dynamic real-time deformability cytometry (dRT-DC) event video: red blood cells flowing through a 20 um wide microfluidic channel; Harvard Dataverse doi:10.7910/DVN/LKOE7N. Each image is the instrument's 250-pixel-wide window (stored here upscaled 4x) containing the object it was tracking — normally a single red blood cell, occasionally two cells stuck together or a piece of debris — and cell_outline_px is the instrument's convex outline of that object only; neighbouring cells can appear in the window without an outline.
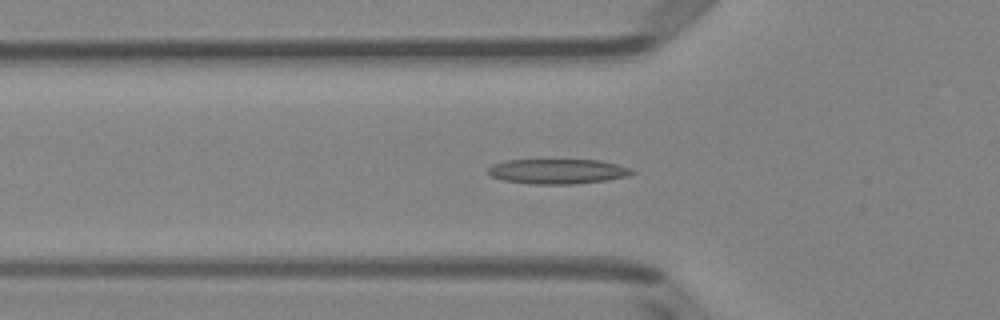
{"species": "Egyptian fruit bat (a non-hibernating species)", "species_latin": "Rousettus aegyptiacus", "temperature_condition": "room temperature", "stored_images_in_passage": 50, "camera_frame_rate_fps": 3000, "um_per_image_px": 0.085, "animal": {"sex": "female"}, "frame": {"image": 1, "passage_image": 16, "time_ms": 5.0, "image_size_px": [1000, 320], "cell_outline_px": [[636, 172], [628, 176], [608, 180], [576, 184], [532, 184], [504, 180], [492, 176], [488, 172], [488, 168], [492, 164], [504, 160], [544, 156], [600, 160], [632, 168]], "centroid_in_image_um": [47.38, 14.5], "position_along_channel_um": 78.4, "area_um2": 22.37}}
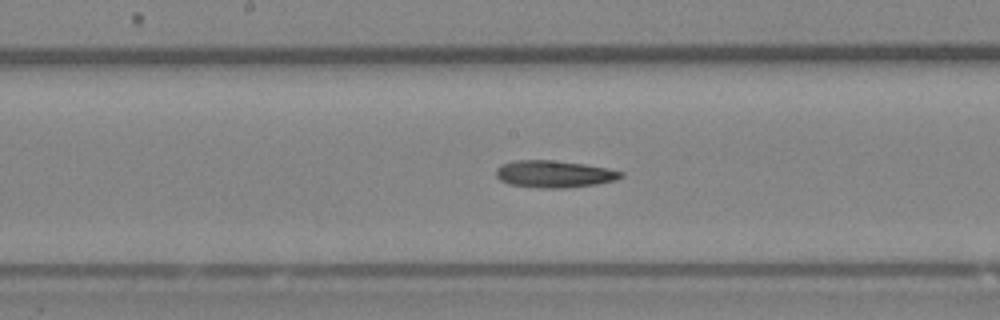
{"frame": {"image": 2, "passage_image": 25, "time_ms": 8.0, "image_size_px": [1000, 320], "cell_outline_px": [[624, 176], [616, 180], [596, 184], [564, 188], [540, 188], [508, 184], [500, 180], [496, 176], [496, 168], [500, 164], [516, 160], [552, 160], [584, 164], [608, 168], [624, 172]], "centroid_in_image_um": [47.1, 14.79], "position_along_channel_um": 201.1, "area_um2": 19.83}}
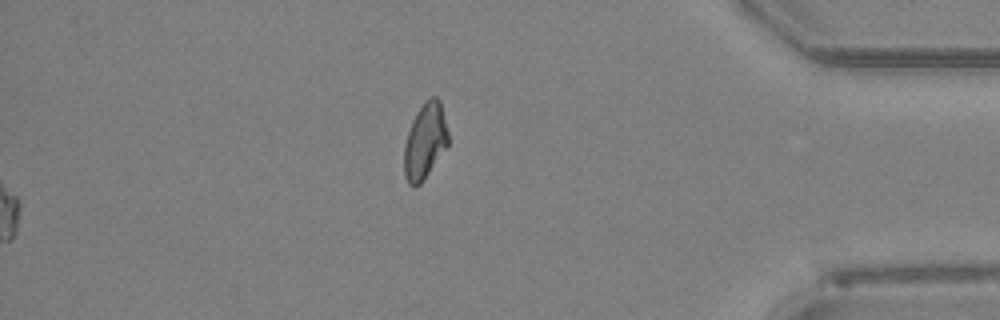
{"frame": {"image": 3, "passage_image": 50, "time_ms": 16.333, "image_size_px": [1000, 320], "cell_outline_px": [[448, 144], [420, 184], [412, 188], [408, 184], [404, 176], [404, 144], [412, 120], [416, 112], [424, 100], [428, 96], [436, 96], [440, 100], [448, 132]], "centroid_in_image_um": [36.1, 11.97], "position_along_channel_um": 399.1, "area_um2": 19.48}}